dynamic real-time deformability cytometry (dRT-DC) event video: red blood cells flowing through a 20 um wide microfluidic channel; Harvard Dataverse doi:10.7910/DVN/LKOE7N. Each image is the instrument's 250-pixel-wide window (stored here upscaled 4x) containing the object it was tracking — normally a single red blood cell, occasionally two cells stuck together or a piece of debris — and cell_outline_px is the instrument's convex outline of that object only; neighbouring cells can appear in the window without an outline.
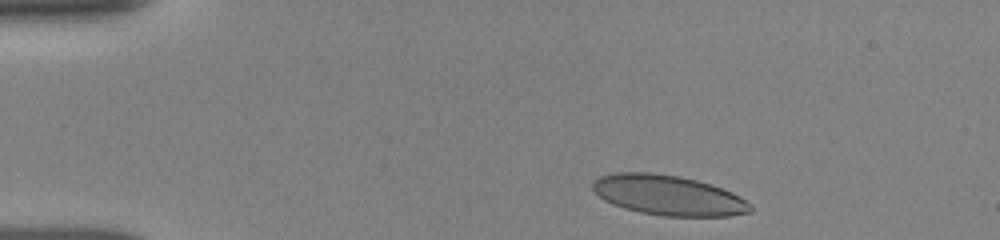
{"species": "human", "species_latin": "Homo sapiens", "temperature_condition": "room temperature", "stored_images_in_passage": 29, "camera_frame_rate_fps": 3000, "um_per_image_px": 0.085, "donor": {"sex": "female"}, "frame": {"image": 1, "passage_image": 2, "time_ms": 0.667, "image_size_px": [1000, 240], "cell_outline_px": [[752, 212], [728, 216], [664, 216], [640, 212], [624, 208], [612, 204], [604, 200], [592, 188], [592, 184], [600, 176], [616, 172], [652, 172], [680, 176], [712, 184], [732, 192], [740, 196], [752, 204]], "centroid_in_image_um": [56.83, 16.59], "position_along_channel_um": 28.2, "area_um2": 36.93}}
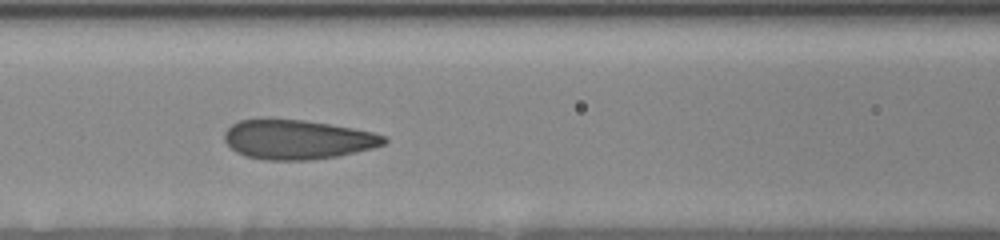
{"frame": {"image": 2, "passage_image": 17, "time_ms": 5.333, "image_size_px": [1000, 240], "cell_outline_px": [[388, 140], [384, 144], [372, 148], [336, 156], [308, 160], [264, 160], [244, 156], [236, 152], [224, 140], [224, 132], [232, 124], [240, 120], [304, 120], [352, 128], [372, 132], [384, 136]], "centroid_in_image_um": [25.26, 11.87], "position_along_channel_um": 141.3, "area_um2": 36.18}}
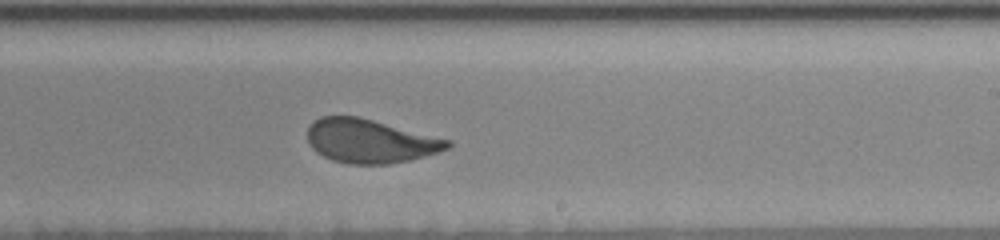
{"frame": {"image": 3, "passage_image": 29, "time_ms": 8.333, "image_size_px": [1000, 240], "cell_outline_px": [[452, 144], [448, 148], [424, 156], [408, 160], [388, 164], [348, 164], [332, 160], [316, 152], [308, 144], [308, 128], [312, 120], [320, 116], [360, 116], [452, 140]], "centroid_in_image_um": [31.43, 11.97], "position_along_channel_um": 257.6, "area_um2": 35.95}}